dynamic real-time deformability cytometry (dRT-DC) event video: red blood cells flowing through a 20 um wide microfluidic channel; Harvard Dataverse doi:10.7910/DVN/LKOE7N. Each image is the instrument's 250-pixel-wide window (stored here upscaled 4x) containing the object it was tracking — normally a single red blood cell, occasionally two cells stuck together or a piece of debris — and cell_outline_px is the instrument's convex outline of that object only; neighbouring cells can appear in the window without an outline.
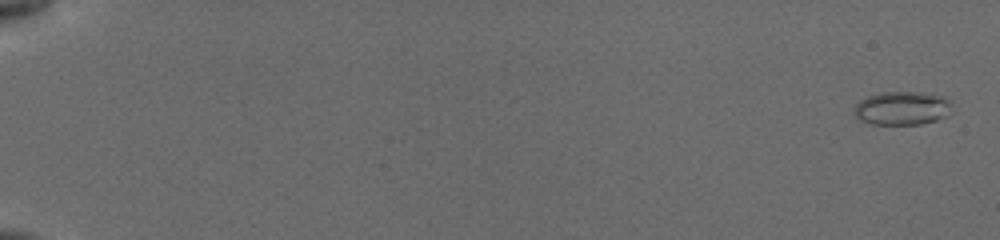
{"species": "common noctule bat (a hibernating species)", "species_latin": "Nyctalus noctula", "temperature_condition": "cold", "stored_images_in_passage": 17, "camera_frame_rate_fps": 3000, "um_per_image_px": 0.085, "animal": {"sex": "female", "body_mass_g": 19.5, "forearm_length_mm": 54.1}, "frame": {"image": 1, "passage_image": 1, "time_ms": 0.0, "image_size_px": [1000, 240], "cell_outline_px": [[952, 100], [948, 116], [936, 120], [920, 124], [872, 124], [860, 120], [852, 112], [852, 108], [860, 100], [868, 96], [884, 92], [920, 92], [944, 96]], "centroid_in_image_um": [76.68, 9.19], "position_along_channel_um": 8.3, "area_um2": 19.31}}
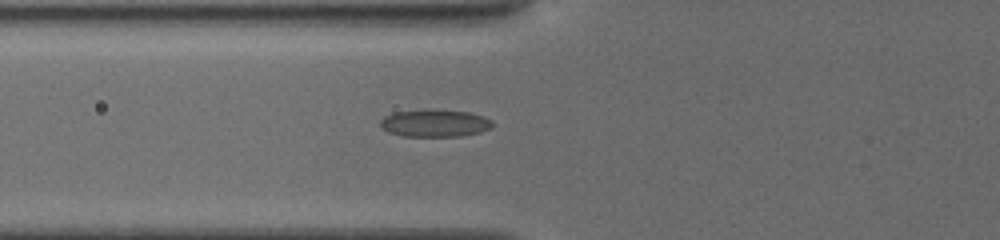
{"frame": {"image": 2, "passage_image": 13, "time_ms": 7.333, "image_size_px": [1000, 240], "cell_outline_px": [[492, 128], [480, 132], [460, 136], [404, 136], [388, 132], [380, 128], [380, 120], [384, 116], [392, 112], [424, 108], [428, 108], [468, 112], [484, 116], [492, 120]], "centroid_in_image_um": [36.92, 10.45], "position_along_channel_um": 88.9, "area_um2": 18.32}}
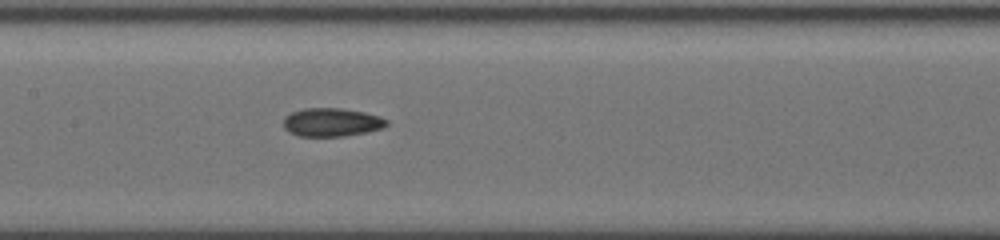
{"frame": {"image": 3, "passage_image": 17, "time_ms": 9.667, "image_size_px": [1000, 240], "cell_outline_px": [[388, 124], [384, 128], [368, 132], [344, 136], [300, 136], [288, 132], [284, 128], [284, 116], [292, 112], [304, 108], [344, 108], [364, 112], [380, 116], [388, 120]], "centroid_in_image_um": [28.21, 10.39], "position_along_channel_um": 179.2, "area_um2": 17.28}}